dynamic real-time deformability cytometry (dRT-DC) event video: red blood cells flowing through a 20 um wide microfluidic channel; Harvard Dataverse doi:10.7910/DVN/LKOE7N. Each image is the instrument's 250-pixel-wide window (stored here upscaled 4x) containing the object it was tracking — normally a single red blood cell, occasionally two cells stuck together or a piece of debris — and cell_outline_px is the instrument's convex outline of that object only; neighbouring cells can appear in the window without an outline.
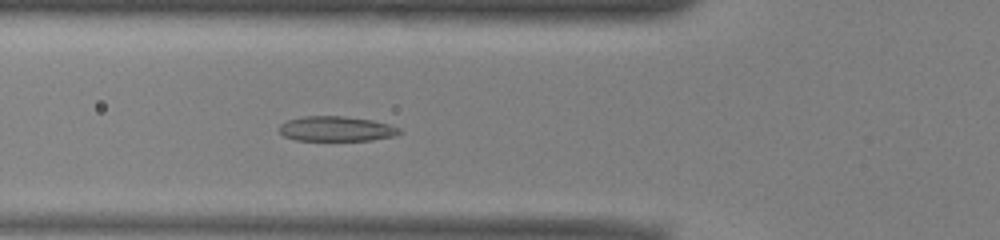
{"species": "common noctule bat (a hibernating species)", "species_latin": "Nyctalus noctula", "temperature_condition": "warm", "stored_images_in_passage": 50, "camera_frame_rate_fps": 3000, "um_per_image_px": 0.085, "animal": {"sex": "male", "body_mass_g": 13.0, "forearm_length_mm": 53.1}, "frame": {"image": 1, "passage_image": 17, "time_ms": 5.333, "image_size_px": [1000, 240], "cell_outline_px": [[404, 132], [396, 136], [372, 140], [296, 140], [284, 136], [280, 132], [280, 124], [288, 120], [304, 116], [344, 116], [372, 120], [388, 124], [400, 128]], "centroid_in_image_um": [28.63, 10.95], "position_along_channel_um": 97.2, "area_um2": 17.51}}
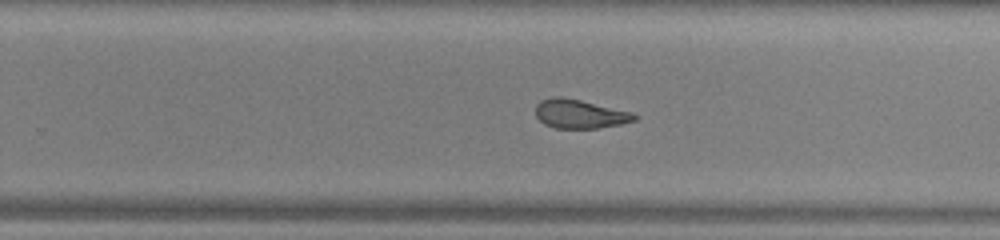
{"frame": {"image": 2, "passage_image": 31, "time_ms": 10.0, "image_size_px": [1000, 240], "cell_outline_px": [[640, 116], [636, 120], [620, 124], [596, 128], [556, 128], [544, 124], [536, 116], [536, 104], [540, 100], [552, 96], [560, 96], [580, 100], [632, 112]], "centroid_in_image_um": [49.27, 9.67], "position_along_channel_um": 280.5, "area_um2": 16.65}}
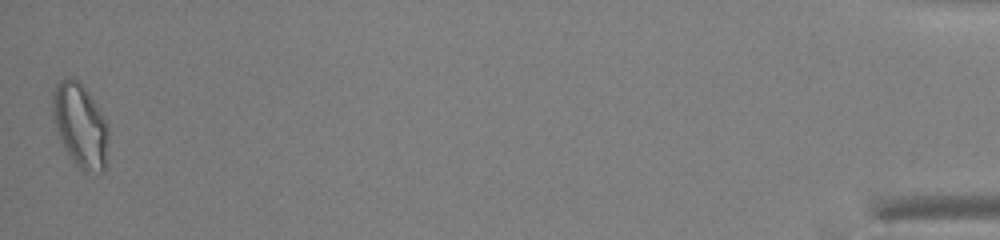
{"frame": {"image": 3, "passage_image": 50, "time_ms": 16.333, "image_size_px": [1000, 240], "cell_outline_px": [[108, 140], [104, 172], [100, 172], [76, 168], [68, 156], [60, 140], [52, 112], [52, 92], [56, 84], [60, 80], [80, 80], [104, 116], [108, 128]], "centroid_in_image_um": [6.82, 10.67], "position_along_channel_um": 428.4, "area_um2": 27.17}, "authors_computed_cell_mechanics": {"area_um2": 19.1607, "velocity_mm_per_s": 3.9347, "shape_relaxation_time_tau1_ms": null, "shape_relaxation_time_tau2_ms": 1.9545, "deformation_change_tau1": null, "deformation_change_tau2": 0.0984}}